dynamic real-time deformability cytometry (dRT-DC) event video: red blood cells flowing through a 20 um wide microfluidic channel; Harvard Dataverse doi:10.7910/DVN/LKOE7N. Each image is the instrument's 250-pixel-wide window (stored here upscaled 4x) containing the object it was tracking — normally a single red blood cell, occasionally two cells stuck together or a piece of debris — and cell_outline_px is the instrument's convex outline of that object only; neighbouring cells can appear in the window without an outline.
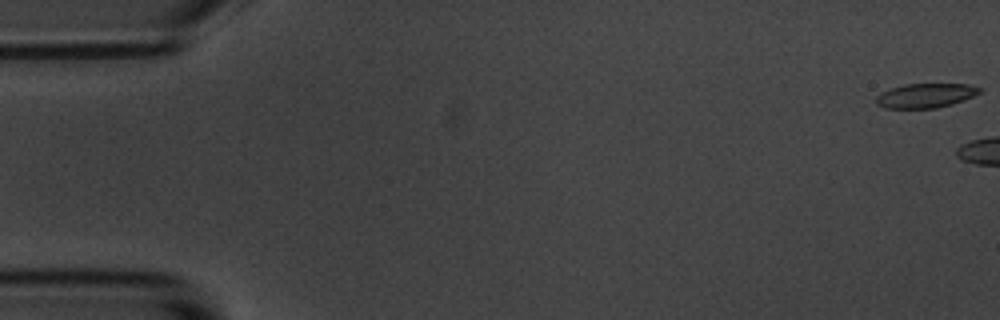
{"species": "common noctule bat (a hibernating species)", "species_latin": "Nyctalus noctula", "temperature_condition": "room temperature", "stored_images_in_passage": 5, "camera_frame_rate_fps": 3000, "um_per_image_px": 0.085, "animal": {"sex": "male", "body_mass_g": 20.1, "forearm_length_mm": 53.5}, "frame": {"image": 1, "passage_image": 1, "time_ms": 0.0, "image_size_px": [1000, 320], "cell_outline_px": [[984, 88], [980, 92], [964, 100], [952, 104], [936, 108], [884, 108], [876, 104], [876, 96], [892, 88], [904, 84], [968, 84]], "centroid_in_image_um": [78.7, 8.12], "position_along_channel_um": 6.3, "area_um2": 14.62}}